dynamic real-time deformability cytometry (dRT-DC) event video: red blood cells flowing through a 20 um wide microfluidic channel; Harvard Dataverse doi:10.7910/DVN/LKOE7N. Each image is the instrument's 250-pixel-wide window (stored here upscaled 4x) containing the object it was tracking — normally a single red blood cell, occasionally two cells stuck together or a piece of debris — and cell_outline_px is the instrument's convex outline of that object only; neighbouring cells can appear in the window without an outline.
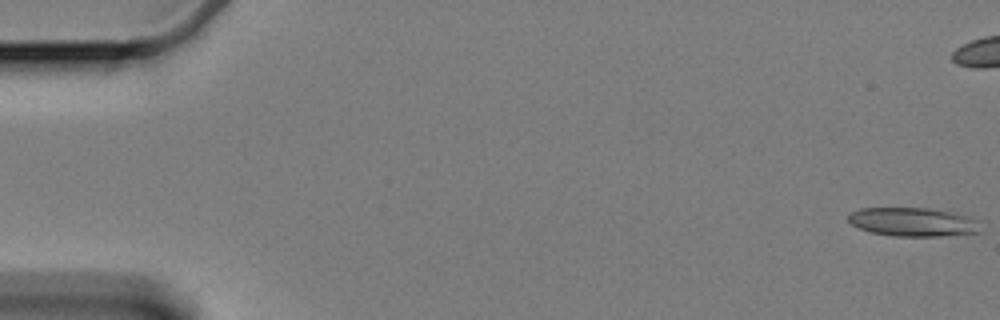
{"species": "Egyptian fruit bat (a non-hibernating species)", "species_latin": "Rousettus aegyptiacus", "temperature_condition": "cold", "stored_images_in_passage": 19, "camera_frame_rate_fps": 3000, "um_per_image_px": 0.085, "animal": {"sex": "female"}, "frame": {"image": 1, "passage_image": 1, "time_ms": 0.0, "image_size_px": [1000, 320], "cell_outline_px": [[980, 232], [940, 236], [892, 236], [872, 232], [860, 228], [852, 224], [848, 220], [848, 216], [852, 212], [860, 208], [928, 208], [948, 212], [964, 216], [972, 220]], "centroid_in_image_um": [77.49, 18.87], "position_along_channel_um": 7.5, "area_um2": 21.44}}
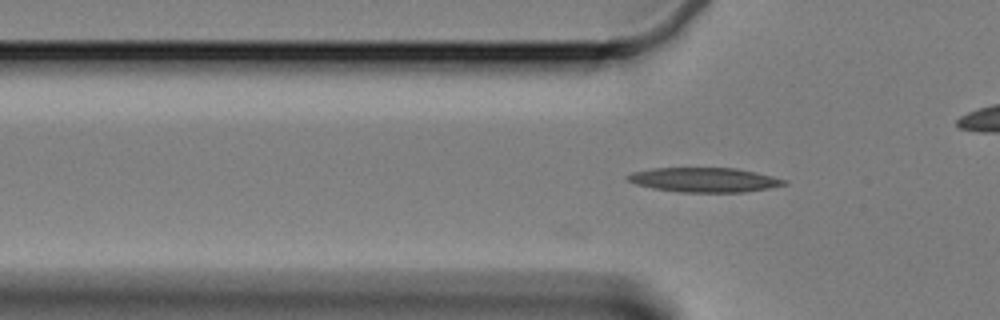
{"frame": {"image": 2, "passage_image": 19, "time_ms": 6.0, "image_size_px": [1000, 320], "cell_outline_px": [[788, 184], [768, 188], [744, 192], [680, 192], [652, 188], [636, 184], [628, 180], [624, 176], [632, 172], [652, 168], [736, 168], [756, 172], [788, 180]], "centroid_in_image_um": [59.87, 15.28], "position_along_channel_um": 65.9, "area_um2": 22.37}}